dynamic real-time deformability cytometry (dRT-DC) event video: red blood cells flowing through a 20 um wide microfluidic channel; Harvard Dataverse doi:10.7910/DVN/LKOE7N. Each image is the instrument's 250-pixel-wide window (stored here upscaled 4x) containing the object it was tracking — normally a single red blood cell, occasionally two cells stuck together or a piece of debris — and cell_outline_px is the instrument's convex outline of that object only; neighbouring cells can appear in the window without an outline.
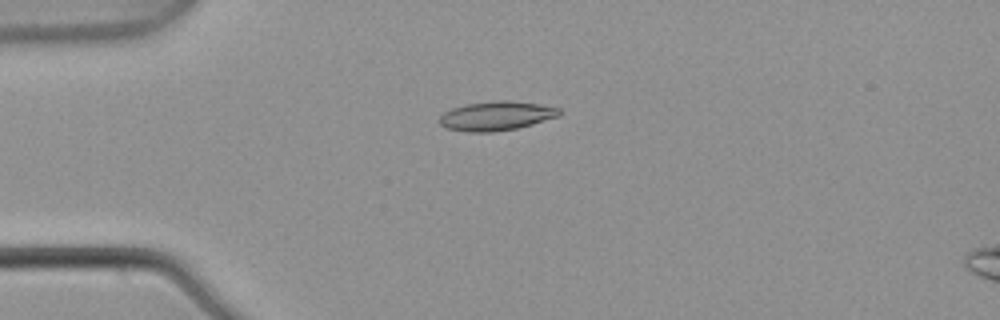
{"species": "common noctule bat (a hibernating species)", "species_latin": "Nyctalus noctula", "temperature_condition": "warm", "stored_images_in_passage": 7, "camera_frame_rate_fps": 3000, "um_per_image_px": 0.085, "animal": {"sex": "male", "body_mass_g": 21.5, "forearm_length_mm": 52.0}, "frame": {"image": 1, "passage_image": 3, "time_ms": 0.667, "image_size_px": [1000, 320], "cell_outline_px": [[564, 112], [560, 116], [532, 124], [516, 128], [492, 132], [468, 132], [448, 128], [440, 124], [440, 116], [444, 112], [452, 108], [468, 104], [496, 100], [504, 100], [540, 104], [560, 108]], "centroid_in_image_um": [42.23, 9.85], "position_along_channel_um": 42.8, "area_um2": 20.29}}
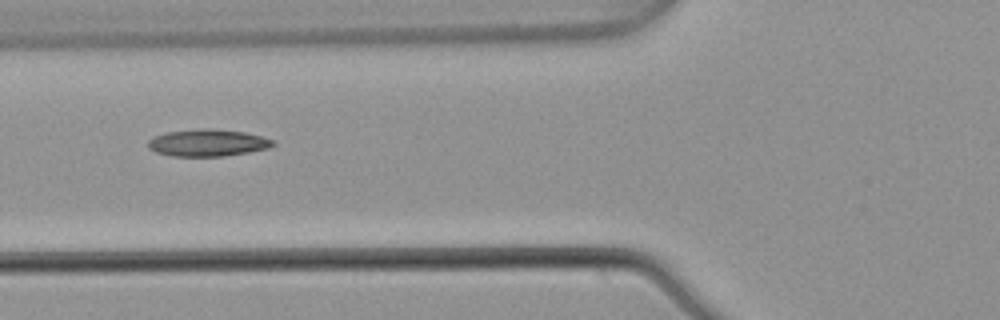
{"frame": {"image": 2, "passage_image": 5, "time_ms": 1.333, "image_size_px": [1000, 320], "cell_outline_px": [[276, 144], [268, 148], [248, 152], [220, 156], [172, 156], [156, 152], [148, 148], [148, 140], [152, 136], [168, 132], [200, 128], [212, 128], [244, 132], [276, 140]], "centroid_in_image_um": [17.64, 12.13], "position_along_channel_um": 108.2, "area_um2": 19.71}}
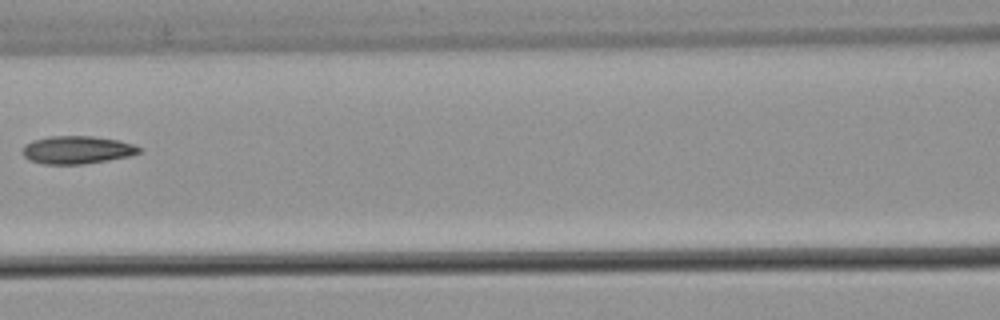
{"frame": {"image": 3, "passage_image": 6, "time_ms": 1.667, "image_size_px": [1000, 320], "cell_outline_px": [[144, 148], [140, 152], [128, 156], [108, 160], [84, 164], [44, 164], [28, 160], [20, 152], [24, 144], [32, 140], [48, 136], [92, 136], [120, 140]], "centroid_in_image_um": [6.51, 12.73], "position_along_channel_um": 160.1, "area_um2": 19.19}}